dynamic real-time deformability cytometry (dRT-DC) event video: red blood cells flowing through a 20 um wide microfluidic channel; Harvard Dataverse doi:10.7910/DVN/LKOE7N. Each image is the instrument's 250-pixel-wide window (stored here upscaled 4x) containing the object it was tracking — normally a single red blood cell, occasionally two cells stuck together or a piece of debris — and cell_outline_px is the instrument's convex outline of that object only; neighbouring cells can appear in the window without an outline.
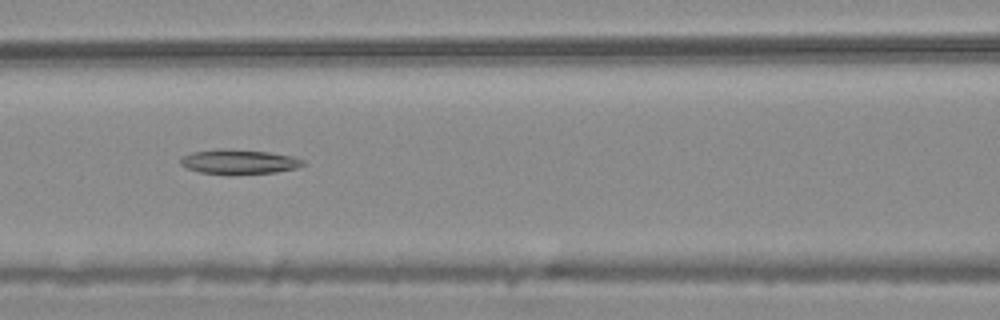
{"species": "common noctule bat (a hibernating species)", "species_latin": "Nyctalus noctula", "temperature_condition": "warm", "stored_images_in_passage": 4, "camera_frame_rate_fps": 3000, "um_per_image_px": 0.085, "animal": {"sex": "male", "body_mass_g": 20.4}, "frame": {"image": 1, "passage_image": 3, "time_ms": 0.667, "image_size_px": [1000, 320], "cell_outline_px": [[304, 164], [296, 168], [276, 172], [200, 172], [188, 168], [180, 164], [180, 160], [184, 156], [192, 152], [216, 148], [228, 148], [268, 152], [292, 156], [304, 160]], "centroid_in_image_um": [20.31, 13.7], "position_along_channel_um": 146.3, "area_um2": 16.88}}
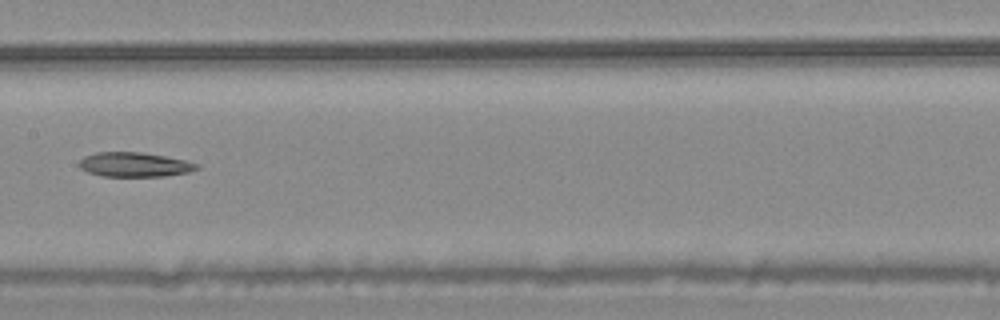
{"frame": {"image": 2, "passage_image": 4, "time_ms": 1.0, "image_size_px": [1000, 320], "cell_outline_px": [[200, 168], [188, 172], [164, 176], [100, 176], [88, 172], [80, 168], [80, 160], [84, 156], [96, 152], [140, 152], [164, 156], [184, 160], [200, 164]], "centroid_in_image_um": [11.43, 13.99], "position_along_channel_um": 196.0, "area_um2": 16.7}}